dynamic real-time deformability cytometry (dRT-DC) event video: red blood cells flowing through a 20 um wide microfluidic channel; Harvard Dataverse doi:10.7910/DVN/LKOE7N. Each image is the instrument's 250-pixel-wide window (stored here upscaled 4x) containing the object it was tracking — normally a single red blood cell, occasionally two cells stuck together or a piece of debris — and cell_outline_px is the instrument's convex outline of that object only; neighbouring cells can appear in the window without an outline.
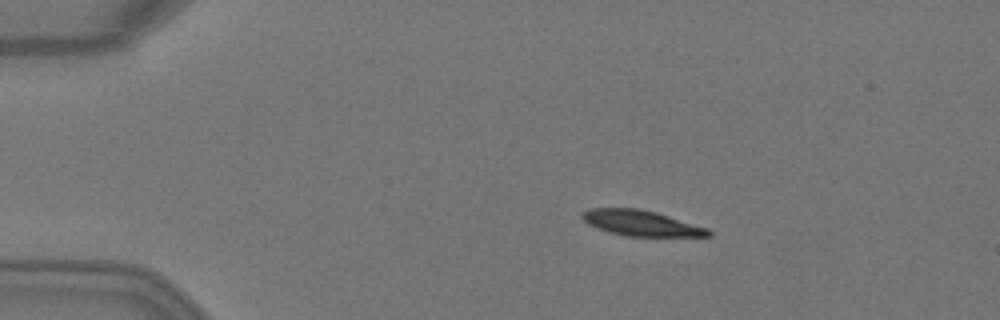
{"species": "Egyptian fruit bat (a non-hibernating species)", "species_latin": "Rousettus aegyptiacus", "temperature_condition": "warm", "stored_images_in_passage": 3, "camera_frame_rate_fps": 3000, "um_per_image_px": 0.085, "animal": {"sex": "female"}, "frame": {"image": 1, "passage_image": 2, "time_ms": 0.333, "image_size_px": [1000, 320], "cell_outline_px": [[712, 236], [624, 236], [608, 232], [596, 228], [588, 224], [580, 216], [580, 212], [588, 208], [640, 208], [656, 212], [708, 228], [712, 232]], "centroid_in_image_um": [54.45, 18.96], "position_along_channel_um": 30.6, "area_um2": 18.96}}